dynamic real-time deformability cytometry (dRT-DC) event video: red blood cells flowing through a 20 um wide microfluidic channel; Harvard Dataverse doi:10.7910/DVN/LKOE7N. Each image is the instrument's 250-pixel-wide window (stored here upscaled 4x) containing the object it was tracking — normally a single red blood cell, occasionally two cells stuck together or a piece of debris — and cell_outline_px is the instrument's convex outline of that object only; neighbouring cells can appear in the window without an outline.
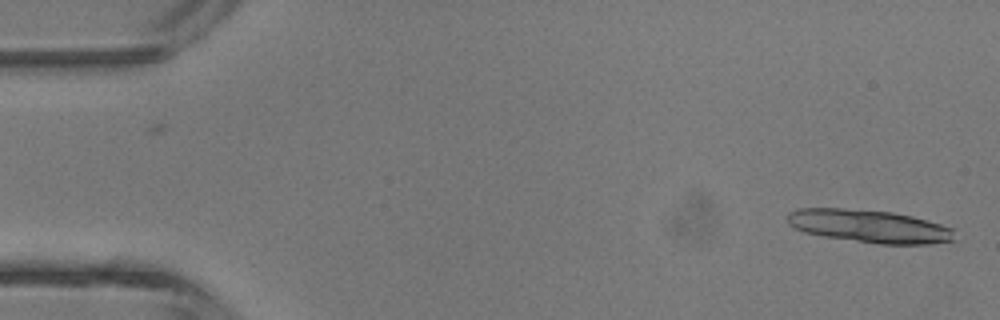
{"species": "common noctule bat (a hibernating species)", "species_latin": "Nyctalus noctula", "temperature_condition": "room temperature", "stored_images_in_passage": 2, "camera_frame_rate_fps": 3000, "um_per_image_px": 0.085, "animal": {"sex": "male", "body_mass_g": 13.3}, "frame": {"image": 1, "passage_image": 2, "time_ms": 1.333, "image_size_px": [1000, 320], "cell_outline_px": [[956, 240], [932, 244], [880, 244], [820, 236], [804, 232], [788, 224], [788, 212], [796, 208], [844, 208], [892, 212], [912, 216], [940, 224], [952, 228]], "centroid_in_image_um": [73.88, 19.23], "position_along_channel_um": 11.1, "area_um2": 32.19}}